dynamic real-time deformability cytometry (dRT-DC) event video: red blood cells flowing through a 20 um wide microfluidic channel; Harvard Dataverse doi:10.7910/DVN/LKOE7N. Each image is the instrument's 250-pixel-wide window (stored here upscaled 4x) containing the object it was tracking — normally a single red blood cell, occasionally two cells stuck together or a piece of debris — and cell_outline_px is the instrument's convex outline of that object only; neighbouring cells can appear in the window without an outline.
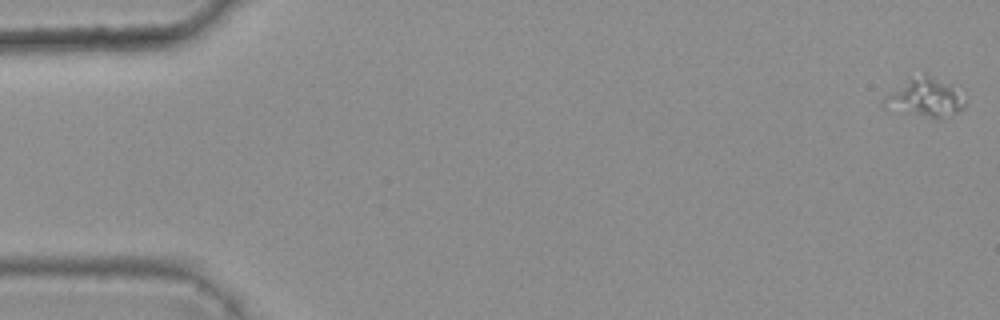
{"species": "common noctule bat (a hibernating species)", "species_latin": "Nyctalus noctula", "temperature_condition": "warm", "stored_images_in_passage": 3, "camera_frame_rate_fps": 3000, "um_per_image_px": 0.085, "animal": {"sex": "female", "body_mass_g": 25.1}, "frame": {"image": 1, "passage_image": 1, "time_ms": 0.0, "image_size_px": [1000, 320], "cell_outline_px": [[964, 108], [940, 116], [928, 116], [884, 108], [880, 104], [908, 76], [924, 72], [948, 84], [964, 104]], "centroid_in_image_um": [78.5, 8.23], "position_along_channel_um": 6.5, "area_um2": 16.99}}